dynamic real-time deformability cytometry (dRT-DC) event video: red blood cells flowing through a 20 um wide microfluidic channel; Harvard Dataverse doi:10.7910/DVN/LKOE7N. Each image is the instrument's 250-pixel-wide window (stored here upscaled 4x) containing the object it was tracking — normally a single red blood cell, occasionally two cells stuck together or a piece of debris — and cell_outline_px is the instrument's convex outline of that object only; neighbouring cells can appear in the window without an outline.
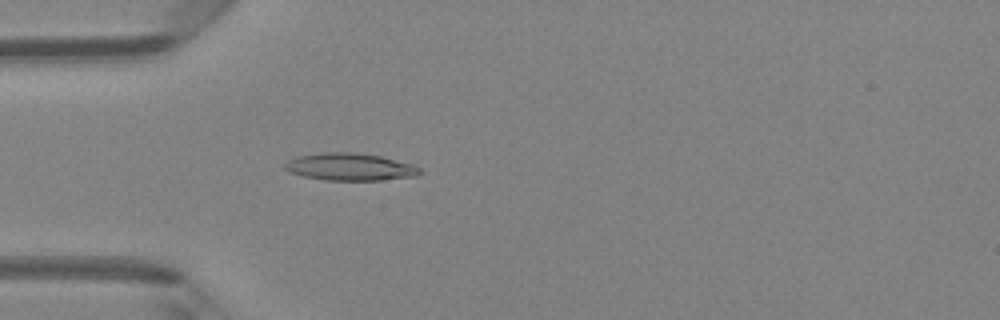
{"species": "Egyptian fruit bat (a non-hibernating species)", "species_latin": "Rousettus aegyptiacus", "temperature_condition": "room temperature", "stored_images_in_passage": 47, "camera_frame_rate_fps": 3000, "um_per_image_px": 0.085, "animal": {"sex": "female"}, "frame": {"image": 1, "passage_image": 14, "time_ms": 4.333, "image_size_px": [1000, 320], "cell_outline_px": [[420, 172], [416, 176], [380, 180], [324, 180], [304, 176], [288, 172], [284, 168], [284, 164], [288, 160], [296, 156], [324, 152], [356, 152], [380, 156], [412, 164], [420, 168]], "centroid_in_image_um": [29.71, 14.18], "position_along_channel_um": 55.3, "area_um2": 21.5}}
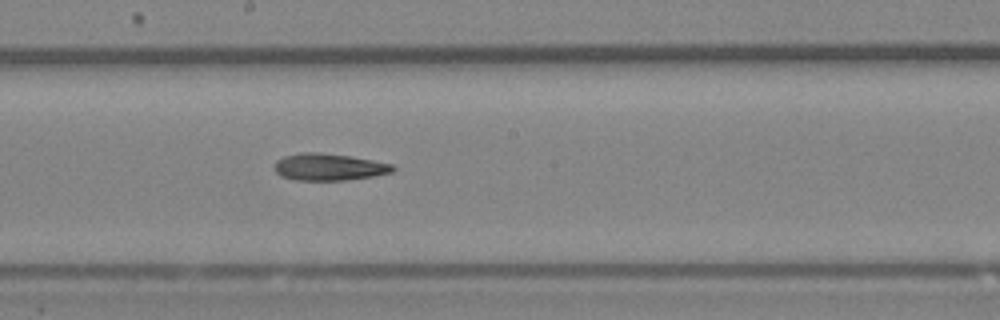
{"frame": {"image": 2, "passage_image": 26, "time_ms": 8.333, "image_size_px": [1000, 320], "cell_outline_px": [[396, 168], [392, 172], [372, 176], [348, 180], [296, 180], [280, 176], [276, 172], [276, 160], [284, 156], [300, 152], [320, 152], [352, 156], [392, 164]], "centroid_in_image_um": [27.96, 14.19], "position_along_channel_um": 220.2, "area_um2": 18.61}}
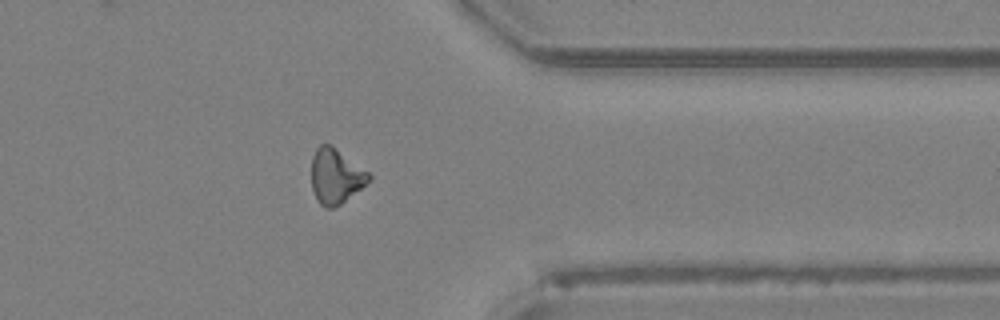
{"frame": {"image": 3, "passage_image": 38, "time_ms": 12.333, "image_size_px": [1000, 320], "cell_outline_px": [[372, 176], [360, 188], [340, 204], [332, 208], [324, 208], [320, 204], [312, 188], [312, 156], [316, 148], [320, 144], [332, 144], [368, 172]], "centroid_in_image_um": [28.51, 14.95], "position_along_channel_um": 382.9, "area_um2": 18.09}, "authors_computed_cell_mechanics": {"area_um2": 18.785, "velocity_mm_per_s": 4.2906, "shape_relaxation_time_tau1_ms": 4.9747, "shape_relaxation_time_tau2_ms": 8.679, "deformation_change_tau1": 0.1394, "deformation_change_tau2": 0.2303}}